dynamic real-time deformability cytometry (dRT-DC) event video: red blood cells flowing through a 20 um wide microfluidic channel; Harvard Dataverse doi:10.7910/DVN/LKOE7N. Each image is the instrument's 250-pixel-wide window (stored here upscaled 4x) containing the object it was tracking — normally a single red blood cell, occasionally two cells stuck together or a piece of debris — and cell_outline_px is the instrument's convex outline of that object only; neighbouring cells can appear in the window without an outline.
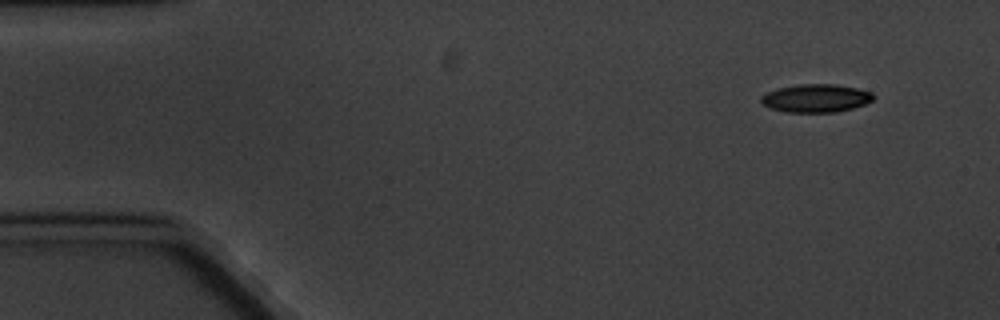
{"species": "common noctule bat (a hibernating species)", "species_latin": "Nyctalus noctula", "temperature_condition": "cold", "stored_images_in_passage": 8, "camera_frame_rate_fps": 3000, "um_per_image_px": 0.085, "animal": {"sex": "male", "body_mass_g": 20.1, "forearm_length_mm": 53.5}, "frame": {"image": 1, "passage_image": 1, "time_ms": 0.0, "image_size_px": [1000, 320], "cell_outline_px": [[876, 96], [872, 100], [864, 104], [852, 108], [836, 112], [784, 112], [772, 108], [764, 104], [760, 100], [760, 96], [764, 92], [776, 88], [800, 84], [836, 84], [860, 88], [872, 92]], "centroid_in_image_um": [69.35, 8.33], "position_along_channel_um": 15.6, "area_um2": 18.61}}
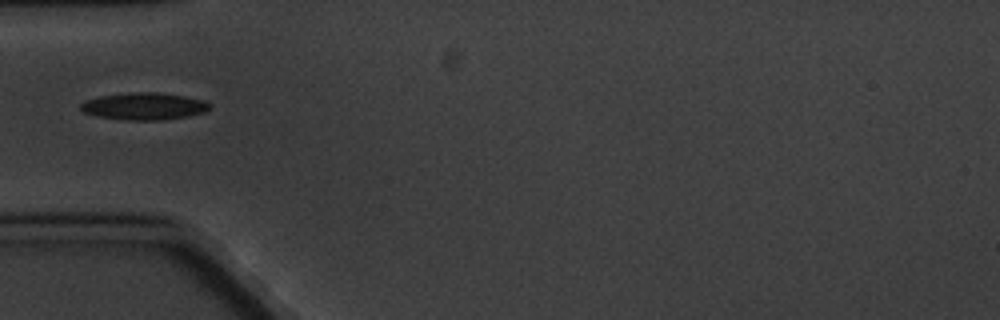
{"frame": {"image": 2, "passage_image": 5, "time_ms": 4.667, "image_size_px": [1000, 320], "cell_outline_px": [[208, 112], [188, 116], [164, 120], [124, 120], [96, 116], [84, 112], [80, 108], [80, 104], [84, 100], [100, 96], [132, 92], [156, 92], [184, 96], [204, 100], [208, 104]], "centroid_in_image_um": [12.23, 9.03], "position_along_channel_um": 72.8, "area_um2": 20.46}}